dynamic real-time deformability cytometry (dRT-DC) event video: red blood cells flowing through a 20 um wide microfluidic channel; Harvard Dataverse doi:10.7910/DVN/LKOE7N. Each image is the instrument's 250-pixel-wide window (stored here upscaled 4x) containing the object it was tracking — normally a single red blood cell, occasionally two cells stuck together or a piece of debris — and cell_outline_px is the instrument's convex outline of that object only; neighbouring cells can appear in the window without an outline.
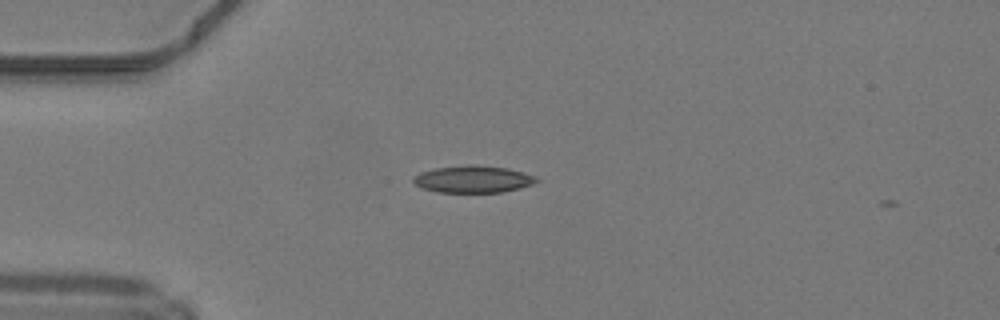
{"species": "common noctule bat (a hibernating species)", "species_latin": "Nyctalus noctula", "temperature_condition": "warm", "stored_images_in_passage": 4, "camera_frame_rate_fps": 3000, "um_per_image_px": 0.085, "animal": {"sex": "male", "body_mass_g": 19.2, "forearm_length_mm": 51.8}, "frame": {"image": 1, "passage_image": 1, "time_ms": 0.0, "image_size_px": [1000, 320], "cell_outline_px": [[540, 180], [532, 184], [520, 188], [500, 192], [436, 192], [420, 188], [412, 180], [412, 176], [420, 172], [436, 168], [468, 164], [476, 164], [508, 168], [524, 172], [536, 176]], "centroid_in_image_um": [40.2, 15.22], "position_along_channel_um": 44.8, "area_um2": 19.65}}